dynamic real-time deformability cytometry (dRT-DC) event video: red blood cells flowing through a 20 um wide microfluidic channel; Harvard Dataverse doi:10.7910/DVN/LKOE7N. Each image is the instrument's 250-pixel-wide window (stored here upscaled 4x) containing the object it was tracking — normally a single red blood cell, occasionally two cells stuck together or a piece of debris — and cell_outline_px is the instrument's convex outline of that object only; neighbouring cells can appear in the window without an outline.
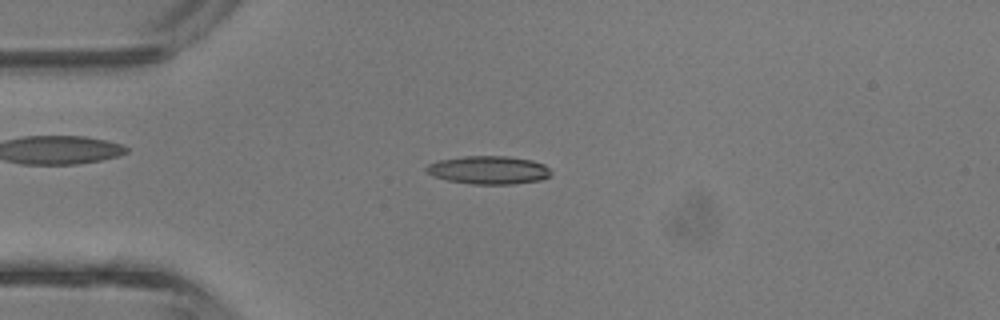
{"species": "common noctule bat (a hibernating species)", "species_latin": "Nyctalus noctula", "temperature_condition": "room temperature", "stored_images_in_passage": 29, "camera_frame_rate_fps": 3000, "um_per_image_px": 0.085, "animal": {"sex": "male", "body_mass_g": 13.3}, "frame": {"image": 1, "passage_image": 3, "time_ms": 0.667, "image_size_px": [1000, 320], "cell_outline_px": [[552, 176], [540, 180], [512, 184], [468, 184], [448, 180], [432, 176], [424, 172], [424, 168], [428, 164], [440, 160], [464, 156], [508, 156], [532, 160], [544, 164], [552, 172]], "centroid_in_image_um": [41.52, 14.45], "position_along_channel_um": 43.5, "area_um2": 20.69}}
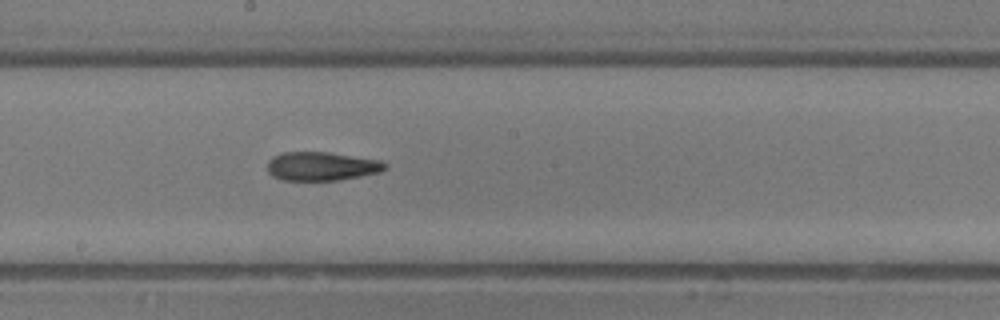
{"frame": {"image": 2, "passage_image": 15, "time_ms": 4.667, "image_size_px": [1000, 320], "cell_outline_px": [[388, 168], [380, 172], [340, 180], [280, 180], [272, 176], [268, 172], [268, 160], [272, 156], [284, 152], [328, 152], [380, 160], [388, 164]], "centroid_in_image_um": [27.34, 14.13], "position_along_channel_um": 220.9, "area_um2": 19.83}}
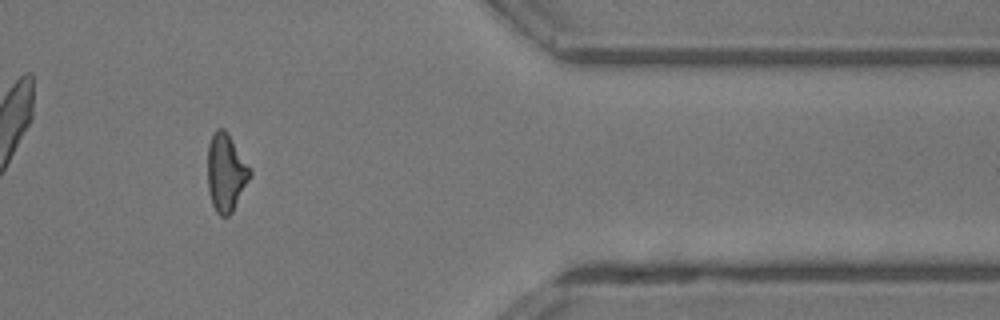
{"frame": {"image": 3, "passage_image": 27, "time_ms": 8.667, "image_size_px": [1000, 320], "cell_outline_px": [[252, 176], [232, 212], [228, 216], [220, 216], [216, 212], [212, 204], [208, 192], [208, 144], [216, 128], [224, 128], [228, 132], [252, 168]], "centroid_in_image_um": [19.23, 14.65], "position_along_channel_um": 392.2, "area_um2": 19.59}, "authors_computed_cell_mechanics": {"area_um2": 19.7098, "velocity_mm_per_s": 4.9349, "shape_relaxation_time_tau1_ms": 5.3194, "shape_relaxation_time_tau2_ms": 3.5256, "deformation_change_tau1": 0.174, "deformation_change_tau2": 0.1527}}